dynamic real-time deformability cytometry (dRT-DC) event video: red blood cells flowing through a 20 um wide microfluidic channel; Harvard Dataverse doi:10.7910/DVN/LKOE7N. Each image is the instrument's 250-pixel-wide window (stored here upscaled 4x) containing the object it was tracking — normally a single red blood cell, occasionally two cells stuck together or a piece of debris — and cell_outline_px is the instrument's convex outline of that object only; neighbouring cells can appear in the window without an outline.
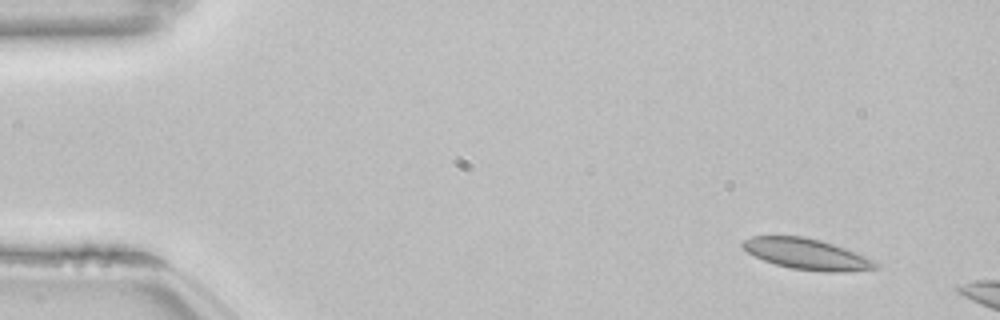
{"species": "common noctule bat (a hibernating species)", "species_latin": "Nyctalus noctula", "temperature_condition": "room temperature", "stored_images_in_passage": 10, "camera_frame_rate_fps": 3000, "um_per_image_px": 0.085, "animal": {"sex": "female", "body_mass_g": 22.7, "forearm_length_mm": 54.2}, "frame": {"image": 1, "passage_image": 4, "time_ms": 1.0, "image_size_px": [1000, 320], "cell_outline_px": [[880, 264], [876, 268], [844, 272], [824, 272], [792, 268], [776, 264], [764, 260], [748, 252], [740, 244], [744, 240], [752, 236], [804, 236], [820, 240], [856, 252], [876, 260]], "centroid_in_image_um": [68.61, 21.59], "position_along_channel_um": 16.4, "area_um2": 23.76}}